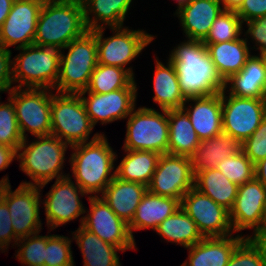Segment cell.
Here are the masks:
<instances>
[{
    "instance_id": "83f0119b",
    "label": "cell",
    "mask_w": 266,
    "mask_h": 266,
    "mask_svg": "<svg viewBox=\"0 0 266 266\" xmlns=\"http://www.w3.org/2000/svg\"><path fill=\"white\" fill-rule=\"evenodd\" d=\"M84 19L89 31L104 28L122 27L132 0H81ZM94 15V17L92 14ZM102 24H101V23Z\"/></svg>"
},
{
    "instance_id": "ba28073f",
    "label": "cell",
    "mask_w": 266,
    "mask_h": 266,
    "mask_svg": "<svg viewBox=\"0 0 266 266\" xmlns=\"http://www.w3.org/2000/svg\"><path fill=\"white\" fill-rule=\"evenodd\" d=\"M93 128L79 93H52L51 135L73 146L87 142Z\"/></svg>"
},
{
    "instance_id": "ffe728a7",
    "label": "cell",
    "mask_w": 266,
    "mask_h": 266,
    "mask_svg": "<svg viewBox=\"0 0 266 266\" xmlns=\"http://www.w3.org/2000/svg\"><path fill=\"white\" fill-rule=\"evenodd\" d=\"M190 101H193L195 105L186 107V103ZM182 109L189 116L200 140L213 138L223 131L221 92L203 97L188 98Z\"/></svg>"
},
{
    "instance_id": "8992f818",
    "label": "cell",
    "mask_w": 266,
    "mask_h": 266,
    "mask_svg": "<svg viewBox=\"0 0 266 266\" xmlns=\"http://www.w3.org/2000/svg\"><path fill=\"white\" fill-rule=\"evenodd\" d=\"M17 50H22L12 61V80L19 83L17 88L55 90L61 50L34 44Z\"/></svg>"
},
{
    "instance_id": "9a60e30c",
    "label": "cell",
    "mask_w": 266,
    "mask_h": 266,
    "mask_svg": "<svg viewBox=\"0 0 266 266\" xmlns=\"http://www.w3.org/2000/svg\"><path fill=\"white\" fill-rule=\"evenodd\" d=\"M180 207L194 220L203 237H223L234 233L229 211L194 187L183 196Z\"/></svg>"
},
{
    "instance_id": "1f68e13d",
    "label": "cell",
    "mask_w": 266,
    "mask_h": 266,
    "mask_svg": "<svg viewBox=\"0 0 266 266\" xmlns=\"http://www.w3.org/2000/svg\"><path fill=\"white\" fill-rule=\"evenodd\" d=\"M126 156L116 168L119 179L148 186L156 170L160 154L145 150H125Z\"/></svg>"
},
{
    "instance_id": "ac0fdd59",
    "label": "cell",
    "mask_w": 266,
    "mask_h": 266,
    "mask_svg": "<svg viewBox=\"0 0 266 266\" xmlns=\"http://www.w3.org/2000/svg\"><path fill=\"white\" fill-rule=\"evenodd\" d=\"M88 93V98L85 96ZM137 88H121L109 93L79 92L86 112L95 127L96 123H111L126 119L135 108Z\"/></svg>"
},
{
    "instance_id": "603a6c76",
    "label": "cell",
    "mask_w": 266,
    "mask_h": 266,
    "mask_svg": "<svg viewBox=\"0 0 266 266\" xmlns=\"http://www.w3.org/2000/svg\"><path fill=\"white\" fill-rule=\"evenodd\" d=\"M147 191L144 184L125 181L115 176L104 189L101 198L120 219L129 224Z\"/></svg>"
},
{
    "instance_id": "7c38bea8",
    "label": "cell",
    "mask_w": 266,
    "mask_h": 266,
    "mask_svg": "<svg viewBox=\"0 0 266 266\" xmlns=\"http://www.w3.org/2000/svg\"><path fill=\"white\" fill-rule=\"evenodd\" d=\"M104 28L95 30L98 64L117 66L125 69L148 44L154 40V35L143 30H130L128 27L111 28V37L103 38Z\"/></svg>"
},
{
    "instance_id": "7dc6e473",
    "label": "cell",
    "mask_w": 266,
    "mask_h": 266,
    "mask_svg": "<svg viewBox=\"0 0 266 266\" xmlns=\"http://www.w3.org/2000/svg\"><path fill=\"white\" fill-rule=\"evenodd\" d=\"M253 237L247 236L249 241L257 248L266 265V224L253 231Z\"/></svg>"
},
{
    "instance_id": "f546056e",
    "label": "cell",
    "mask_w": 266,
    "mask_h": 266,
    "mask_svg": "<svg viewBox=\"0 0 266 266\" xmlns=\"http://www.w3.org/2000/svg\"><path fill=\"white\" fill-rule=\"evenodd\" d=\"M167 61L168 65L165 66L156 59L153 101L160 106L161 110L182 109L187 99L181 93L173 63L169 59Z\"/></svg>"
},
{
    "instance_id": "5b68a950",
    "label": "cell",
    "mask_w": 266,
    "mask_h": 266,
    "mask_svg": "<svg viewBox=\"0 0 266 266\" xmlns=\"http://www.w3.org/2000/svg\"><path fill=\"white\" fill-rule=\"evenodd\" d=\"M63 49H68V53L64 55L60 51L56 93H79L86 90L90 77L98 64L95 30H88Z\"/></svg>"
},
{
    "instance_id": "30bf717a",
    "label": "cell",
    "mask_w": 266,
    "mask_h": 266,
    "mask_svg": "<svg viewBox=\"0 0 266 266\" xmlns=\"http://www.w3.org/2000/svg\"><path fill=\"white\" fill-rule=\"evenodd\" d=\"M41 189L38 185L20 184L12 192L8 177L0 180V197L10 212L14 234L18 238L30 236L42 229L39 206Z\"/></svg>"
},
{
    "instance_id": "4316f807",
    "label": "cell",
    "mask_w": 266,
    "mask_h": 266,
    "mask_svg": "<svg viewBox=\"0 0 266 266\" xmlns=\"http://www.w3.org/2000/svg\"><path fill=\"white\" fill-rule=\"evenodd\" d=\"M247 41V38H238L221 43H204L212 62L224 81L238 73L252 56Z\"/></svg>"
},
{
    "instance_id": "db71d44e",
    "label": "cell",
    "mask_w": 266,
    "mask_h": 266,
    "mask_svg": "<svg viewBox=\"0 0 266 266\" xmlns=\"http://www.w3.org/2000/svg\"><path fill=\"white\" fill-rule=\"evenodd\" d=\"M260 57H261L262 60H263V63H264V66H265V70H266V54L261 55Z\"/></svg>"
},
{
    "instance_id": "277c9868",
    "label": "cell",
    "mask_w": 266,
    "mask_h": 266,
    "mask_svg": "<svg viewBox=\"0 0 266 266\" xmlns=\"http://www.w3.org/2000/svg\"><path fill=\"white\" fill-rule=\"evenodd\" d=\"M36 138L38 140L29 145L26 143L27 138L23 140L17 151V159L20 161L21 170L34 182L25 181L21 184L38 185L42 189L54 178L70 176L61 171L69 144L53 135Z\"/></svg>"
},
{
    "instance_id": "cb8c5ba5",
    "label": "cell",
    "mask_w": 266,
    "mask_h": 266,
    "mask_svg": "<svg viewBox=\"0 0 266 266\" xmlns=\"http://www.w3.org/2000/svg\"><path fill=\"white\" fill-rule=\"evenodd\" d=\"M242 151V143L228 133L201 140L191 157L193 173L217 168L225 158Z\"/></svg>"
},
{
    "instance_id": "484cf974",
    "label": "cell",
    "mask_w": 266,
    "mask_h": 266,
    "mask_svg": "<svg viewBox=\"0 0 266 266\" xmlns=\"http://www.w3.org/2000/svg\"><path fill=\"white\" fill-rule=\"evenodd\" d=\"M231 85H230V84ZM228 94L246 98H266V70L260 56L252 55L236 74L225 81Z\"/></svg>"
},
{
    "instance_id": "e0dca14e",
    "label": "cell",
    "mask_w": 266,
    "mask_h": 266,
    "mask_svg": "<svg viewBox=\"0 0 266 266\" xmlns=\"http://www.w3.org/2000/svg\"><path fill=\"white\" fill-rule=\"evenodd\" d=\"M45 201L42 203L45 209L47 226L50 230L66 224L84 214L82 201L79 198L86 193L69 176L56 179Z\"/></svg>"
},
{
    "instance_id": "ab89813d",
    "label": "cell",
    "mask_w": 266,
    "mask_h": 266,
    "mask_svg": "<svg viewBox=\"0 0 266 266\" xmlns=\"http://www.w3.org/2000/svg\"><path fill=\"white\" fill-rule=\"evenodd\" d=\"M71 239L63 235H48L44 266H74Z\"/></svg>"
},
{
    "instance_id": "74e56055",
    "label": "cell",
    "mask_w": 266,
    "mask_h": 266,
    "mask_svg": "<svg viewBox=\"0 0 266 266\" xmlns=\"http://www.w3.org/2000/svg\"><path fill=\"white\" fill-rule=\"evenodd\" d=\"M8 102L0 103V144L18 151L24 139L18 127L13 101L8 98Z\"/></svg>"
},
{
    "instance_id": "f35d334b",
    "label": "cell",
    "mask_w": 266,
    "mask_h": 266,
    "mask_svg": "<svg viewBox=\"0 0 266 266\" xmlns=\"http://www.w3.org/2000/svg\"><path fill=\"white\" fill-rule=\"evenodd\" d=\"M38 234L39 232L19 238L16 243L20 247V249L18 248L16 258L18 257L23 266L24 264H27L26 266H44L47 235L40 236Z\"/></svg>"
},
{
    "instance_id": "bcb514c9",
    "label": "cell",
    "mask_w": 266,
    "mask_h": 266,
    "mask_svg": "<svg viewBox=\"0 0 266 266\" xmlns=\"http://www.w3.org/2000/svg\"><path fill=\"white\" fill-rule=\"evenodd\" d=\"M11 54V50L0 45V92H7L13 88Z\"/></svg>"
},
{
    "instance_id": "9c48e42d",
    "label": "cell",
    "mask_w": 266,
    "mask_h": 266,
    "mask_svg": "<svg viewBox=\"0 0 266 266\" xmlns=\"http://www.w3.org/2000/svg\"><path fill=\"white\" fill-rule=\"evenodd\" d=\"M52 91L45 88H13L8 92L13 101L20 133L26 139V131L34 137L51 135Z\"/></svg>"
},
{
    "instance_id": "11a10c76",
    "label": "cell",
    "mask_w": 266,
    "mask_h": 266,
    "mask_svg": "<svg viewBox=\"0 0 266 266\" xmlns=\"http://www.w3.org/2000/svg\"><path fill=\"white\" fill-rule=\"evenodd\" d=\"M264 224H266V209H265V215H264Z\"/></svg>"
},
{
    "instance_id": "7bdbcfd3",
    "label": "cell",
    "mask_w": 266,
    "mask_h": 266,
    "mask_svg": "<svg viewBox=\"0 0 266 266\" xmlns=\"http://www.w3.org/2000/svg\"><path fill=\"white\" fill-rule=\"evenodd\" d=\"M10 212L6 202L0 197V250H7L12 239L16 245L19 238L14 234Z\"/></svg>"
},
{
    "instance_id": "3957f363",
    "label": "cell",
    "mask_w": 266,
    "mask_h": 266,
    "mask_svg": "<svg viewBox=\"0 0 266 266\" xmlns=\"http://www.w3.org/2000/svg\"><path fill=\"white\" fill-rule=\"evenodd\" d=\"M70 147L75 151L69 162L76 184L88 195L103 193L116 176L114 161L117 155L107 138L104 134L96 133L89 142Z\"/></svg>"
},
{
    "instance_id": "d6986e66",
    "label": "cell",
    "mask_w": 266,
    "mask_h": 266,
    "mask_svg": "<svg viewBox=\"0 0 266 266\" xmlns=\"http://www.w3.org/2000/svg\"><path fill=\"white\" fill-rule=\"evenodd\" d=\"M266 209V188L254 178L238 186L237 196L229 211V219L234 232L244 229L253 231L264 224Z\"/></svg>"
},
{
    "instance_id": "7402d4cb",
    "label": "cell",
    "mask_w": 266,
    "mask_h": 266,
    "mask_svg": "<svg viewBox=\"0 0 266 266\" xmlns=\"http://www.w3.org/2000/svg\"><path fill=\"white\" fill-rule=\"evenodd\" d=\"M245 238L239 234L235 238L232 234L223 237H204L188 248V260L181 266H227L232 253Z\"/></svg>"
},
{
    "instance_id": "6da1fadb",
    "label": "cell",
    "mask_w": 266,
    "mask_h": 266,
    "mask_svg": "<svg viewBox=\"0 0 266 266\" xmlns=\"http://www.w3.org/2000/svg\"><path fill=\"white\" fill-rule=\"evenodd\" d=\"M169 60L175 67L181 93L186 99L219 93L226 86L201 40L180 43L171 52Z\"/></svg>"
},
{
    "instance_id": "7a4b0ae2",
    "label": "cell",
    "mask_w": 266,
    "mask_h": 266,
    "mask_svg": "<svg viewBox=\"0 0 266 266\" xmlns=\"http://www.w3.org/2000/svg\"><path fill=\"white\" fill-rule=\"evenodd\" d=\"M87 31L81 1L44 0L33 44L63 50Z\"/></svg>"
},
{
    "instance_id": "52a82bcc",
    "label": "cell",
    "mask_w": 266,
    "mask_h": 266,
    "mask_svg": "<svg viewBox=\"0 0 266 266\" xmlns=\"http://www.w3.org/2000/svg\"><path fill=\"white\" fill-rule=\"evenodd\" d=\"M162 114L152 108L140 107L128 116L124 150H145L168 153L169 122L167 110Z\"/></svg>"
},
{
    "instance_id": "e575fe53",
    "label": "cell",
    "mask_w": 266,
    "mask_h": 266,
    "mask_svg": "<svg viewBox=\"0 0 266 266\" xmlns=\"http://www.w3.org/2000/svg\"><path fill=\"white\" fill-rule=\"evenodd\" d=\"M136 86L132 68L97 64L86 91L104 94L121 88H137Z\"/></svg>"
},
{
    "instance_id": "d4e9b609",
    "label": "cell",
    "mask_w": 266,
    "mask_h": 266,
    "mask_svg": "<svg viewBox=\"0 0 266 266\" xmlns=\"http://www.w3.org/2000/svg\"><path fill=\"white\" fill-rule=\"evenodd\" d=\"M180 208V200L150 193L143 196L137 206L134 217L128 224L134 239L133 230L157 229L158 225Z\"/></svg>"
},
{
    "instance_id": "816d5d0a",
    "label": "cell",
    "mask_w": 266,
    "mask_h": 266,
    "mask_svg": "<svg viewBox=\"0 0 266 266\" xmlns=\"http://www.w3.org/2000/svg\"><path fill=\"white\" fill-rule=\"evenodd\" d=\"M225 10L236 11L243 0H218Z\"/></svg>"
},
{
    "instance_id": "f907efd6",
    "label": "cell",
    "mask_w": 266,
    "mask_h": 266,
    "mask_svg": "<svg viewBox=\"0 0 266 266\" xmlns=\"http://www.w3.org/2000/svg\"><path fill=\"white\" fill-rule=\"evenodd\" d=\"M15 0H0V29L12 9Z\"/></svg>"
},
{
    "instance_id": "f5cc1de1",
    "label": "cell",
    "mask_w": 266,
    "mask_h": 266,
    "mask_svg": "<svg viewBox=\"0 0 266 266\" xmlns=\"http://www.w3.org/2000/svg\"><path fill=\"white\" fill-rule=\"evenodd\" d=\"M178 3V9L179 10L182 6L187 5L190 0H176Z\"/></svg>"
},
{
    "instance_id": "5bb4252c",
    "label": "cell",
    "mask_w": 266,
    "mask_h": 266,
    "mask_svg": "<svg viewBox=\"0 0 266 266\" xmlns=\"http://www.w3.org/2000/svg\"><path fill=\"white\" fill-rule=\"evenodd\" d=\"M88 199L90 213L80 219V225L122 252L135 249V239L129 231L128 224L113 212L103 198L90 195Z\"/></svg>"
},
{
    "instance_id": "c3c4849f",
    "label": "cell",
    "mask_w": 266,
    "mask_h": 266,
    "mask_svg": "<svg viewBox=\"0 0 266 266\" xmlns=\"http://www.w3.org/2000/svg\"><path fill=\"white\" fill-rule=\"evenodd\" d=\"M17 158V151L9 146L0 144V171H3Z\"/></svg>"
},
{
    "instance_id": "60d3db41",
    "label": "cell",
    "mask_w": 266,
    "mask_h": 266,
    "mask_svg": "<svg viewBox=\"0 0 266 266\" xmlns=\"http://www.w3.org/2000/svg\"><path fill=\"white\" fill-rule=\"evenodd\" d=\"M242 151L254 165L266 158V117L256 131L242 143Z\"/></svg>"
},
{
    "instance_id": "b9f144b4",
    "label": "cell",
    "mask_w": 266,
    "mask_h": 266,
    "mask_svg": "<svg viewBox=\"0 0 266 266\" xmlns=\"http://www.w3.org/2000/svg\"><path fill=\"white\" fill-rule=\"evenodd\" d=\"M227 266H266L260 252L246 237L234 250Z\"/></svg>"
},
{
    "instance_id": "681fc988",
    "label": "cell",
    "mask_w": 266,
    "mask_h": 266,
    "mask_svg": "<svg viewBox=\"0 0 266 266\" xmlns=\"http://www.w3.org/2000/svg\"><path fill=\"white\" fill-rule=\"evenodd\" d=\"M255 178L266 188V158L255 164Z\"/></svg>"
},
{
    "instance_id": "4fadbf2b",
    "label": "cell",
    "mask_w": 266,
    "mask_h": 266,
    "mask_svg": "<svg viewBox=\"0 0 266 266\" xmlns=\"http://www.w3.org/2000/svg\"><path fill=\"white\" fill-rule=\"evenodd\" d=\"M194 187L192 160L187 156L161 154L147 189L150 193L177 200Z\"/></svg>"
},
{
    "instance_id": "2e32d148",
    "label": "cell",
    "mask_w": 266,
    "mask_h": 266,
    "mask_svg": "<svg viewBox=\"0 0 266 266\" xmlns=\"http://www.w3.org/2000/svg\"><path fill=\"white\" fill-rule=\"evenodd\" d=\"M44 0H15L0 29V45L22 48L33 45L38 16Z\"/></svg>"
},
{
    "instance_id": "ee69618b",
    "label": "cell",
    "mask_w": 266,
    "mask_h": 266,
    "mask_svg": "<svg viewBox=\"0 0 266 266\" xmlns=\"http://www.w3.org/2000/svg\"><path fill=\"white\" fill-rule=\"evenodd\" d=\"M246 24L248 26V30L245 32V36L250 35L253 41H255L258 48H255V46L253 48L260 50V54L258 56L266 54V15L247 21Z\"/></svg>"
},
{
    "instance_id": "f6af8a7d",
    "label": "cell",
    "mask_w": 266,
    "mask_h": 266,
    "mask_svg": "<svg viewBox=\"0 0 266 266\" xmlns=\"http://www.w3.org/2000/svg\"><path fill=\"white\" fill-rule=\"evenodd\" d=\"M242 23L266 15V0H243L235 11Z\"/></svg>"
},
{
    "instance_id": "9f6ffc18",
    "label": "cell",
    "mask_w": 266,
    "mask_h": 266,
    "mask_svg": "<svg viewBox=\"0 0 266 266\" xmlns=\"http://www.w3.org/2000/svg\"><path fill=\"white\" fill-rule=\"evenodd\" d=\"M63 1V0H62ZM66 1H81V0H66Z\"/></svg>"
},
{
    "instance_id": "f1b7e54d",
    "label": "cell",
    "mask_w": 266,
    "mask_h": 266,
    "mask_svg": "<svg viewBox=\"0 0 266 266\" xmlns=\"http://www.w3.org/2000/svg\"><path fill=\"white\" fill-rule=\"evenodd\" d=\"M169 122L168 154L192 157L201 141L183 109L167 110Z\"/></svg>"
},
{
    "instance_id": "8fae6325",
    "label": "cell",
    "mask_w": 266,
    "mask_h": 266,
    "mask_svg": "<svg viewBox=\"0 0 266 266\" xmlns=\"http://www.w3.org/2000/svg\"><path fill=\"white\" fill-rule=\"evenodd\" d=\"M221 91L222 129L241 143L249 138L266 117V98L226 96Z\"/></svg>"
},
{
    "instance_id": "d6a6232c",
    "label": "cell",
    "mask_w": 266,
    "mask_h": 266,
    "mask_svg": "<svg viewBox=\"0 0 266 266\" xmlns=\"http://www.w3.org/2000/svg\"><path fill=\"white\" fill-rule=\"evenodd\" d=\"M194 174V188L210 197L228 211L235 202L238 186L226 178L217 168Z\"/></svg>"
},
{
    "instance_id": "836d02e7",
    "label": "cell",
    "mask_w": 266,
    "mask_h": 266,
    "mask_svg": "<svg viewBox=\"0 0 266 266\" xmlns=\"http://www.w3.org/2000/svg\"><path fill=\"white\" fill-rule=\"evenodd\" d=\"M155 231L166 241L182 245L186 249L204 238L194 220L181 207L163 220Z\"/></svg>"
},
{
    "instance_id": "8d00e7d4",
    "label": "cell",
    "mask_w": 266,
    "mask_h": 266,
    "mask_svg": "<svg viewBox=\"0 0 266 266\" xmlns=\"http://www.w3.org/2000/svg\"><path fill=\"white\" fill-rule=\"evenodd\" d=\"M217 169L237 186L255 178V165L243 151L225 158L218 164Z\"/></svg>"
},
{
    "instance_id": "44dd1931",
    "label": "cell",
    "mask_w": 266,
    "mask_h": 266,
    "mask_svg": "<svg viewBox=\"0 0 266 266\" xmlns=\"http://www.w3.org/2000/svg\"><path fill=\"white\" fill-rule=\"evenodd\" d=\"M225 9L218 0H190L187 5L176 10L188 40L203 41L216 18Z\"/></svg>"
},
{
    "instance_id": "d590c367",
    "label": "cell",
    "mask_w": 266,
    "mask_h": 266,
    "mask_svg": "<svg viewBox=\"0 0 266 266\" xmlns=\"http://www.w3.org/2000/svg\"><path fill=\"white\" fill-rule=\"evenodd\" d=\"M241 18L235 11L224 10L212 24L203 43H221L237 40L242 32Z\"/></svg>"
},
{
    "instance_id": "4dcf8cb0",
    "label": "cell",
    "mask_w": 266,
    "mask_h": 266,
    "mask_svg": "<svg viewBox=\"0 0 266 266\" xmlns=\"http://www.w3.org/2000/svg\"><path fill=\"white\" fill-rule=\"evenodd\" d=\"M73 233L81 249L84 266H121L117 253L119 248L106 243L81 225Z\"/></svg>"
}]
</instances>
